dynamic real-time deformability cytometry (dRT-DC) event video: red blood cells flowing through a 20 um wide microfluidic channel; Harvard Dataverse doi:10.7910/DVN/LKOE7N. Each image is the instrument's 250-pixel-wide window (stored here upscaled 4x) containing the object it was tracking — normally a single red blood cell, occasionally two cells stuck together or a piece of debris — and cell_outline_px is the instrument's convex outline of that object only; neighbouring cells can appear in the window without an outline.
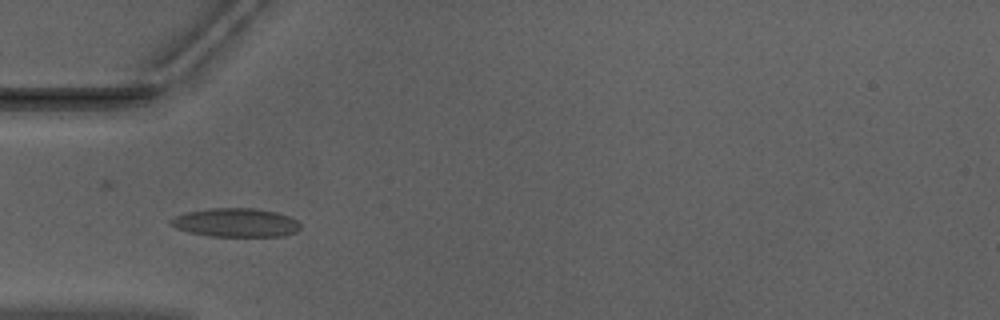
{"species": "Egyptian fruit bat (a non-hibernating species)", "species_latin": "Rousettus aegyptiacus", "temperature_condition": "warm", "stored_images_in_passage": 38, "camera_frame_rate_fps": 3000, "um_per_image_px": 0.085, "animal": {"sex": "male"}, "frame": {"image": 1, "passage_image": 2, "time_ms": 0.333, "image_size_px": [1000, 320], "cell_outline_px": [[300, 228], [296, 232], [280, 236], [208, 236], [188, 232], [176, 228], [172, 224], [172, 220], [176, 216], [188, 212], [208, 208], [252, 208], [276, 212], [288, 216], [296, 220], [300, 224]], "centroid_in_image_um": [20.06, 18.92], "position_along_channel_um": 64.9, "area_um2": 21.44}}
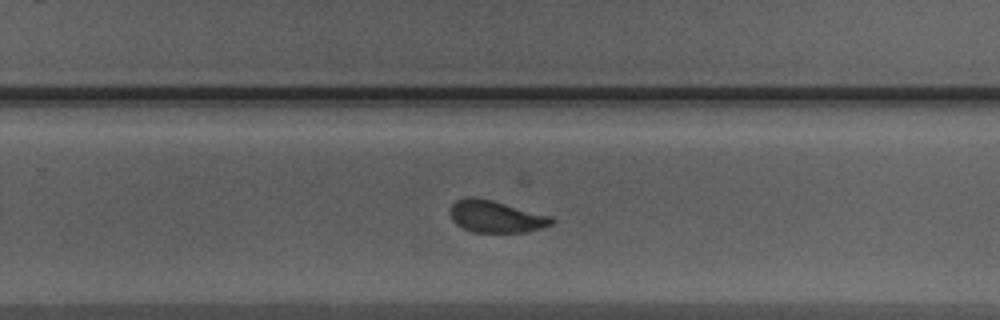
{"frame": {"image": 2, "passage_image": 19, "time_ms": 6.0, "image_size_px": [1000, 320], "cell_outline_px": [[556, 220], [552, 224], [544, 228], [528, 232], [472, 232], [456, 224], [452, 220], [448, 212], [452, 204], [456, 200], [468, 196], [472, 196], [492, 200], [552, 216]], "centroid_in_image_um": [42.16, 18.4], "position_along_channel_um": 287.6, "area_um2": 19.19}}
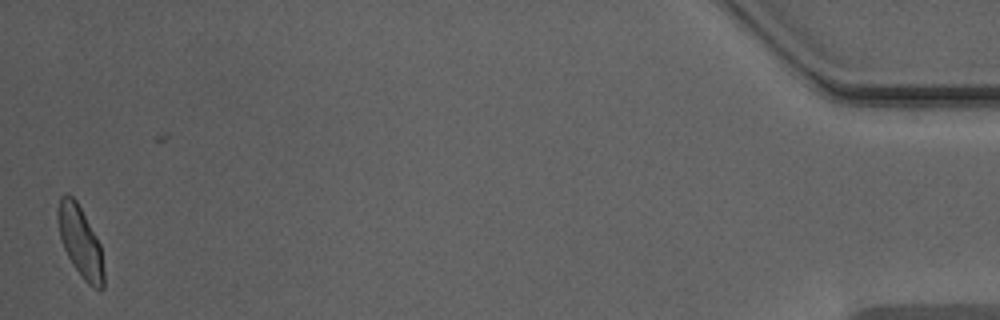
{"frame": {"image": 3, "passage_image": 37, "time_ms": 12.0, "image_size_px": [1000, 320], "cell_outline_px": [[104, 288], [100, 292], [92, 288], [84, 280], [72, 264], [60, 240], [56, 216], [56, 208], [60, 196], [64, 192], [68, 192], [76, 200], [96, 236], [100, 244], [104, 272]], "centroid_in_image_um": [6.8, 20.54], "position_along_channel_um": 428.4, "area_um2": 19.36}, "authors_computed_cell_mechanics": {"area_um2": 19.2185, "velocity_mm_per_s": 3.9465, "shape_relaxation_time_tau1_ms": 5.286, "shape_relaxation_time_tau2_ms": 1.0822, "deformation_change_tau1": 0.1378, "deformation_change_tau2": 0.0724}}